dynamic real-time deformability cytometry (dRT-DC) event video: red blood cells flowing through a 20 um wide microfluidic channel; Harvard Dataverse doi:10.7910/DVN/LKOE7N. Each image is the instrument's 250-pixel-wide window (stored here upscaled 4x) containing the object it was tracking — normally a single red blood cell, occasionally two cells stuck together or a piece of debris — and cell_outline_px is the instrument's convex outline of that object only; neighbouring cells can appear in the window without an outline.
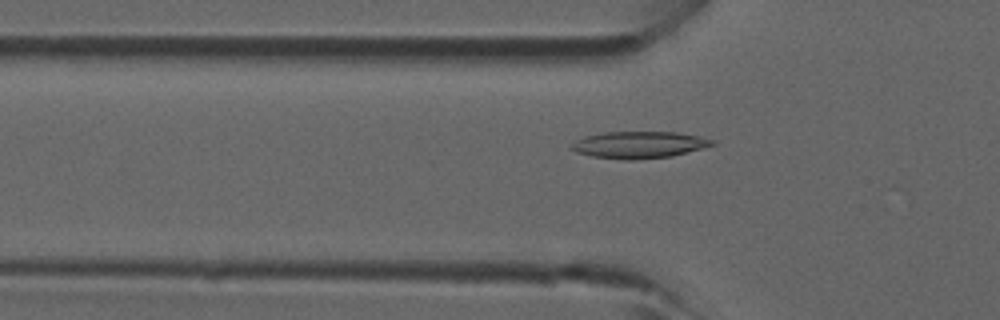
{"species": "common noctule bat (a hibernating species)", "species_latin": "Nyctalus noctula", "temperature_condition": "room temperature", "stored_images_in_passage": 39, "camera_frame_rate_fps": 3000, "um_per_image_px": 0.085, "animal": {"sex": "male", "forearm_length_mm": 52.5}, "frame": {"image": 1, "passage_image": 8, "time_ms": 2.333, "image_size_px": [1000, 320], "cell_outline_px": [[716, 144], [704, 148], [672, 156], [632, 160], [624, 160], [592, 156], [576, 152], [568, 148], [576, 140], [584, 136], [604, 132], [676, 132], [716, 140]], "centroid_in_image_um": [54.31, 12.31], "position_along_channel_um": 71.5, "area_um2": 22.08}}
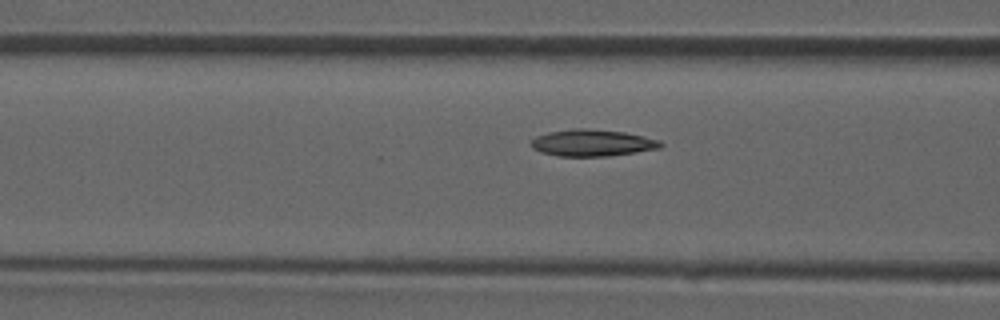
{"frame": {"image": 2, "passage_image": 11, "time_ms": 3.333, "image_size_px": [1000, 320], "cell_outline_px": [[664, 144], [660, 148], [636, 152], [608, 156], [560, 156], [540, 152], [532, 148], [528, 144], [536, 136], [548, 132], [572, 128], [584, 128], [624, 132], [660, 140]], "centroid_in_image_um": [50.31, 12.14], "position_along_channel_um": 116.3, "area_um2": 20.23}}
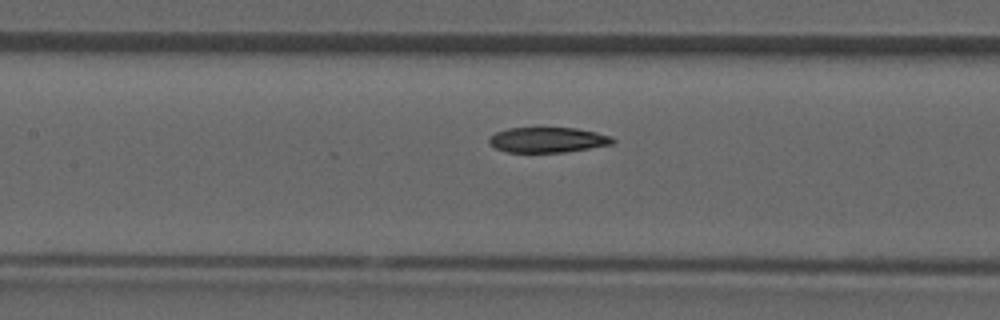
{"frame": {"image": 3, "passage_image": 14, "time_ms": 4.333, "image_size_px": [1000, 320], "cell_outline_px": [[616, 140], [612, 144], [564, 152], [508, 152], [496, 148], [488, 140], [488, 136], [496, 132], [508, 128], [576, 128], [596, 132], [612, 136]], "centroid_in_image_um": [46.56, 11.88], "position_along_channel_um": 160.8, "area_um2": 18.09}}